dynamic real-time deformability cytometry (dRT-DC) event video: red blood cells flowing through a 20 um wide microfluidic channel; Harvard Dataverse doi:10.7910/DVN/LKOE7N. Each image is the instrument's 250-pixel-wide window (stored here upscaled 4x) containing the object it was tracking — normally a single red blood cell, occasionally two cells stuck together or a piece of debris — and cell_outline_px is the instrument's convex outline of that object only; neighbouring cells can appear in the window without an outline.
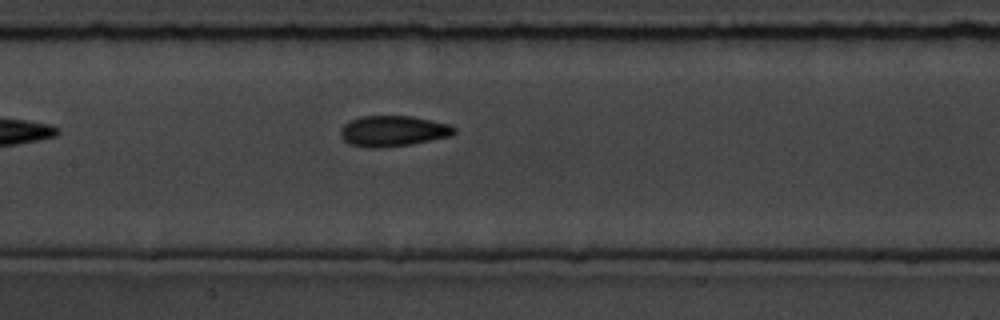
{"species": "common noctule bat (a hibernating species)", "species_latin": "Nyctalus noctula", "temperature_condition": "room temperature", "stored_images_in_passage": 6, "segment_of_instrument_passage": [1, 2], "camera_frame_rate_fps": 3000, "um_per_image_px": 0.085, "animal": {"sex": "male", "body_mass_g": 19.5, "forearm_length_mm": 54.6}, "frame": {"image": 1, "passage_image": 5, "time_ms": 4.667, "image_size_px": [1000, 320], "cell_outline_px": [[456, 132], [452, 136], [412, 144], [380, 148], [368, 148], [348, 144], [340, 136], [340, 128], [348, 120], [360, 116], [412, 116], [432, 120], [448, 124], [456, 128]], "centroid_in_image_um": [33.38, 11.14], "position_along_channel_um": 174.0, "area_um2": 20.69}}